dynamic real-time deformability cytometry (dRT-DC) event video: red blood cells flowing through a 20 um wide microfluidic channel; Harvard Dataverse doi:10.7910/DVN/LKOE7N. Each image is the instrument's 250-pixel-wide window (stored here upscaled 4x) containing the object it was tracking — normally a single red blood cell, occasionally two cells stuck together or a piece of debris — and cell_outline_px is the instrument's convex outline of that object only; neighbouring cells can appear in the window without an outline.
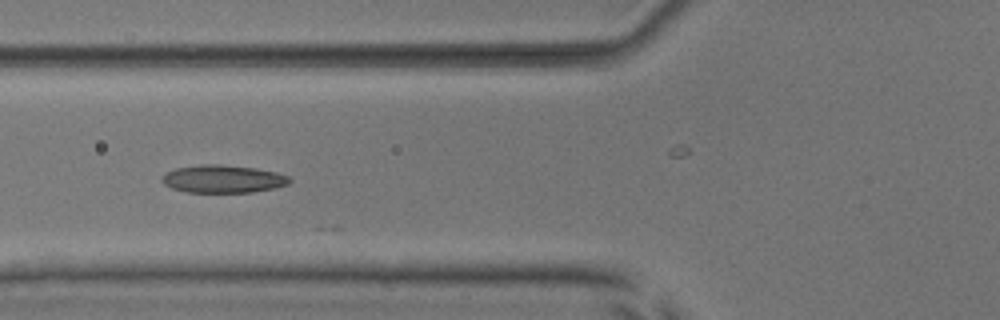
{"species": "common noctule bat (a hibernating species)", "species_latin": "Nyctalus noctula", "temperature_condition": "room temperature", "stored_images_in_passage": 24, "camera_frame_rate_fps": 3000, "um_per_image_px": 0.085, "animal": {"sex": "male", "body_mass_g": 17.9, "forearm_length_mm": 54.2}, "frame": {"image": 1, "passage_image": 20, "time_ms": 6.333, "image_size_px": [1000, 320], "cell_outline_px": [[292, 180], [288, 184], [276, 188], [252, 192], [188, 192], [172, 188], [164, 184], [160, 180], [168, 172], [176, 168], [200, 164], [220, 164], [256, 168], [276, 172], [288, 176]], "centroid_in_image_um": [18.98, 15.21], "position_along_channel_um": 106.8, "area_um2": 20.63}}
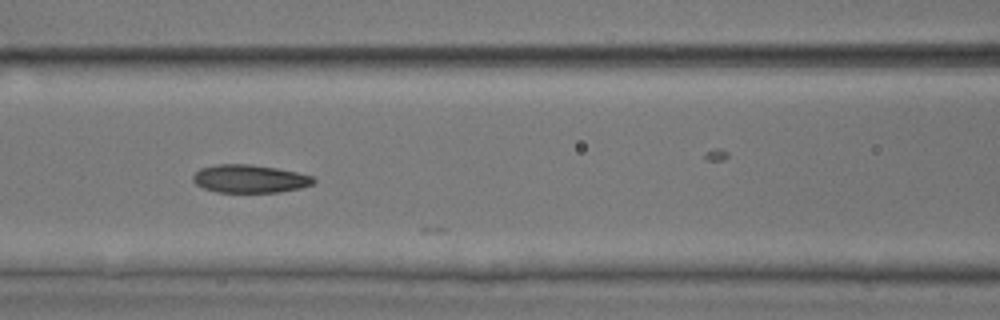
{"frame": {"image": 2, "passage_image": 23, "time_ms": 7.333, "image_size_px": [1000, 320], "cell_outline_px": [[316, 180], [312, 184], [300, 188], [276, 192], [216, 192], [204, 188], [196, 184], [192, 180], [192, 176], [200, 168], [216, 164], [248, 164], [276, 168], [296, 172], [312, 176]], "centroid_in_image_um": [21.19, 15.19], "position_along_channel_um": 145.4, "area_um2": 19.59}}